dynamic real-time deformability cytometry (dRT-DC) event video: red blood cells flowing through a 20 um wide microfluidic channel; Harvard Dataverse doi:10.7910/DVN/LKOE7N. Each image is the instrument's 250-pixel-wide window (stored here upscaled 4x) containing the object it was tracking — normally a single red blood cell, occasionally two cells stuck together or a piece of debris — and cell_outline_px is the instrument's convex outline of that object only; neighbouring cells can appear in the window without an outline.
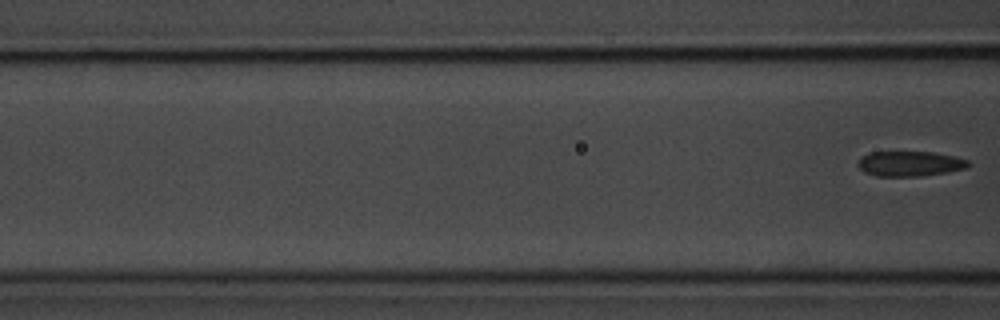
{"species": "common noctule bat (a hibernating species)", "species_latin": "Nyctalus noctula", "temperature_condition": "room temperature", "stored_images_in_passage": 7, "segment_of_instrument_passage": [2, 2], "camera_frame_rate_fps": 3000, "um_per_image_px": 0.085, "animal": {"sex": "male", "body_mass_g": 20.1, "forearm_length_mm": 53.5}, "frame": {"image": 1, "passage_image": 7, "time_ms": 7.667, "image_size_px": [1000, 320], "cell_outline_px": [[968, 168], [920, 176], [876, 176], [864, 172], [856, 164], [868, 152], [932, 152], [956, 156], [968, 160]], "centroid_in_image_um": [77.33, 13.91], "position_along_channel_um": 89.3, "area_um2": 16.01}}